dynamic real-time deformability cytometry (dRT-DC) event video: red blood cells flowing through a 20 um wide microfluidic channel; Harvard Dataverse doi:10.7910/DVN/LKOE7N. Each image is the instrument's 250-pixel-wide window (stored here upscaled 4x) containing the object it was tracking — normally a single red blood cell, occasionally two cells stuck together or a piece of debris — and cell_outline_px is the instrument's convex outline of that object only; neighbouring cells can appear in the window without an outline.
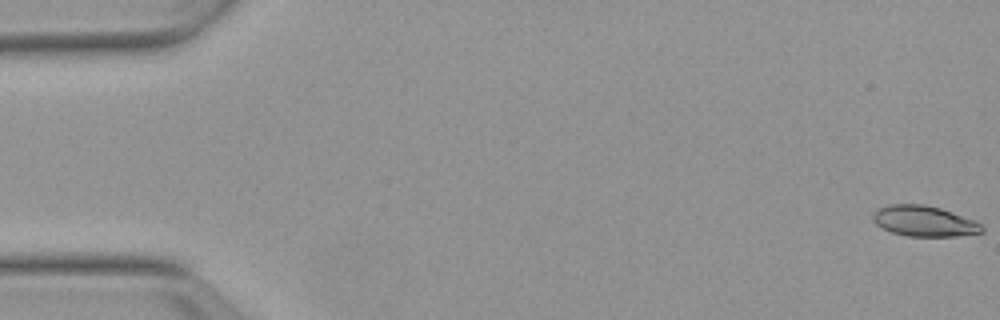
{"species": "Egyptian fruit bat (a non-hibernating species)", "species_latin": "Rousettus aegyptiacus", "temperature_condition": "warm", "stored_images_in_passage": 7, "camera_frame_rate_fps": 3000, "um_per_image_px": 0.085, "animal": {"sex": "female"}, "frame": {"image": 1, "passage_image": 1, "time_ms": 0.0, "image_size_px": [1000, 320], "cell_outline_px": [[984, 232], [956, 236], [908, 236], [892, 232], [880, 228], [872, 220], [872, 212], [888, 204], [924, 204], [940, 208], [976, 220], [984, 224]], "centroid_in_image_um": [78.57, 18.79], "position_along_channel_um": 6.4, "area_um2": 19.71}}